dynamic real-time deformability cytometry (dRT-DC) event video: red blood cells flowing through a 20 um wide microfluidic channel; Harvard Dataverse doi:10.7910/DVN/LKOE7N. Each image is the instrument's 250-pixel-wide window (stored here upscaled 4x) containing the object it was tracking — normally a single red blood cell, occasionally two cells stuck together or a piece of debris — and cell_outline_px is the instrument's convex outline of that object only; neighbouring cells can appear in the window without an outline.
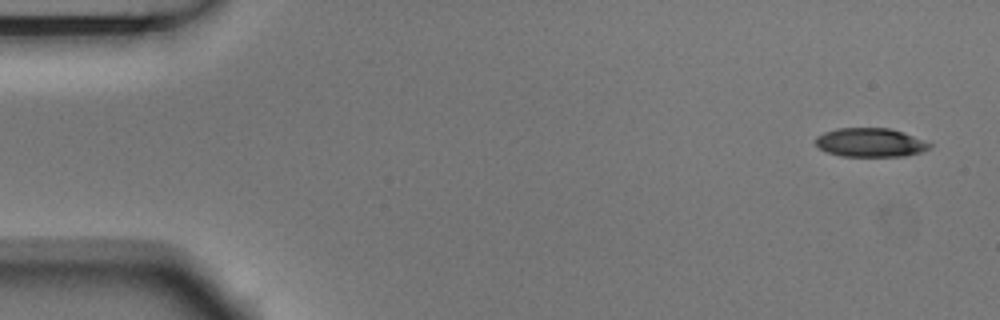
{"species": "Egyptian fruit bat (a non-hibernating species)", "species_latin": "Rousettus aegyptiacus", "temperature_condition": "room temperature", "stored_images_in_passage": 7, "camera_frame_rate_fps": 3000, "um_per_image_px": 0.085, "animal": {"sex": "male"}, "frame": {"image": 1, "passage_image": 1, "time_ms": 0.0, "image_size_px": [1000, 320], "cell_outline_px": [[932, 144], [928, 148], [920, 152], [904, 156], [844, 156], [828, 152], [820, 148], [816, 144], [816, 136], [824, 132], [836, 128], [892, 128], [904, 132]], "centroid_in_image_um": [73.97, 12.1], "position_along_channel_um": 11.0, "area_um2": 19.02}}
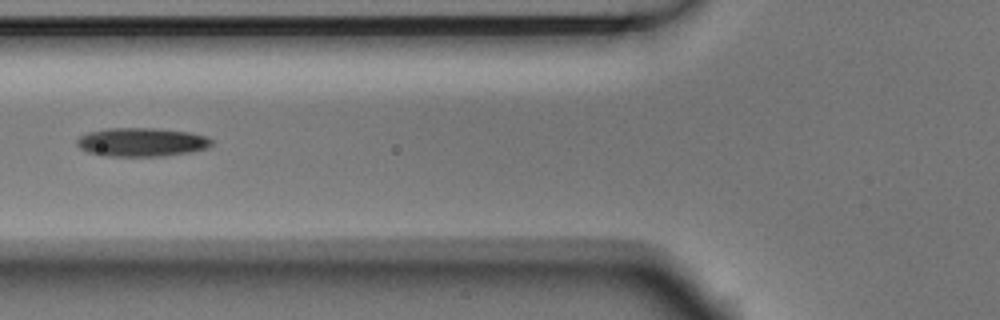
{"frame": {"image": 2, "passage_image": 6, "time_ms": 1.667, "image_size_px": [1000, 320], "cell_outline_px": [[212, 144], [208, 148], [188, 152], [160, 156], [104, 156], [88, 152], [80, 148], [76, 144], [76, 140], [80, 136], [88, 132], [104, 128], [156, 128], [192, 132], [208, 136], [212, 140]], "centroid_in_image_um": [12.04, 12.07], "position_along_channel_um": 113.8, "area_um2": 22.72}}
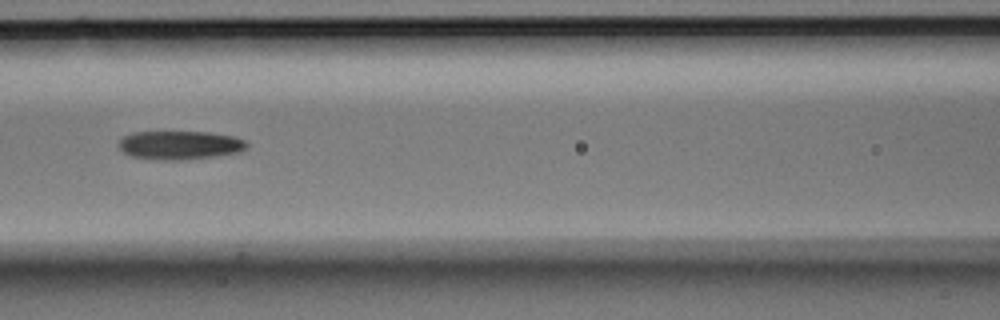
{"frame": {"image": 3, "passage_image": 7, "time_ms": 2.0, "image_size_px": [1000, 320], "cell_outline_px": [[248, 148], [240, 152], [216, 156], [176, 160], [164, 160], [132, 156], [124, 152], [120, 148], [120, 140], [124, 136], [132, 132], [208, 132], [236, 136], [248, 140]], "centroid_in_image_um": [15.38, 12.32], "position_along_channel_um": 151.2, "area_um2": 21.39}}